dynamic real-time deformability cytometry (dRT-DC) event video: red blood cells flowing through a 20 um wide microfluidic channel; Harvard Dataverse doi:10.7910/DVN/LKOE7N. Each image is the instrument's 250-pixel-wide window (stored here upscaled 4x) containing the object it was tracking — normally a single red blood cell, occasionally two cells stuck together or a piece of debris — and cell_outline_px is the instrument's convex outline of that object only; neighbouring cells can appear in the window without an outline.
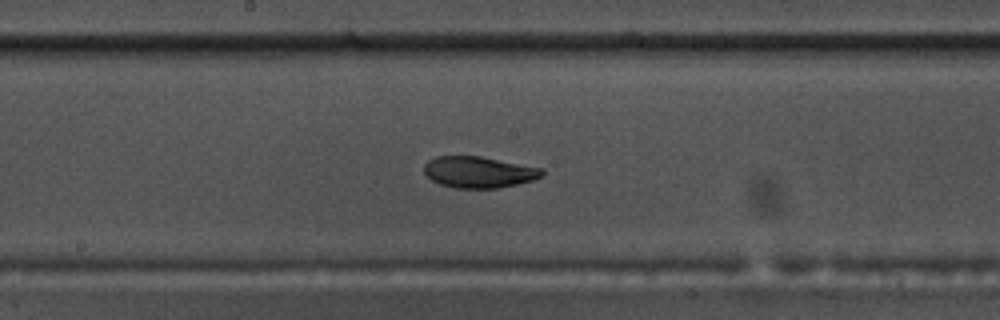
{"species": "common noctule bat (a hibernating species)", "species_latin": "Nyctalus noctula", "temperature_condition": "warm", "stored_images_in_passage": 58, "camera_frame_rate_fps": 3000, "um_per_image_px": 0.085, "animal": {"sex": "male", "body_mass_g": 17.5, "forearm_length_mm": 52.3}, "frame": {"image": 1, "passage_image": 31, "time_ms": 10.0, "image_size_px": [1000, 320], "cell_outline_px": [[544, 176], [532, 180], [500, 188], [456, 188], [440, 184], [432, 180], [424, 172], [424, 164], [428, 160], [436, 156], [480, 156], [544, 168]], "centroid_in_image_um": [40.72, 14.62], "position_along_channel_um": 207.5, "area_um2": 21.62}}
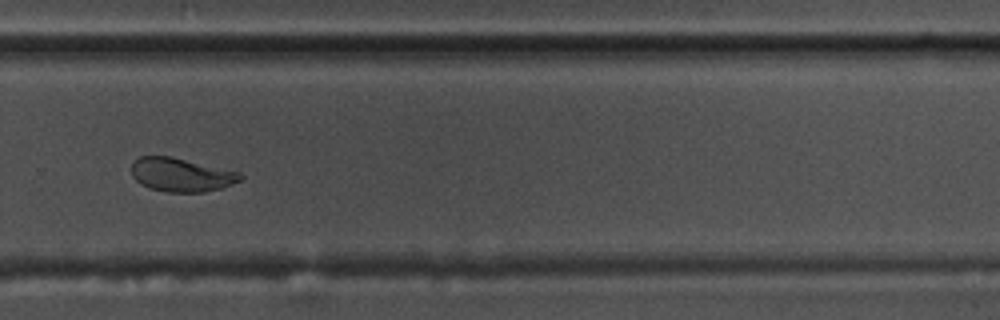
{"frame": {"image": 2, "passage_image": 40, "time_ms": 13.0, "image_size_px": [1000, 320], "cell_outline_px": [[244, 176], [240, 180], [220, 188], [204, 192], [164, 192], [148, 188], [140, 184], [132, 176], [132, 164], [140, 156], [172, 156], [240, 172]], "centroid_in_image_um": [15.38, 14.86], "position_along_channel_um": 314.4, "area_um2": 21.39}}
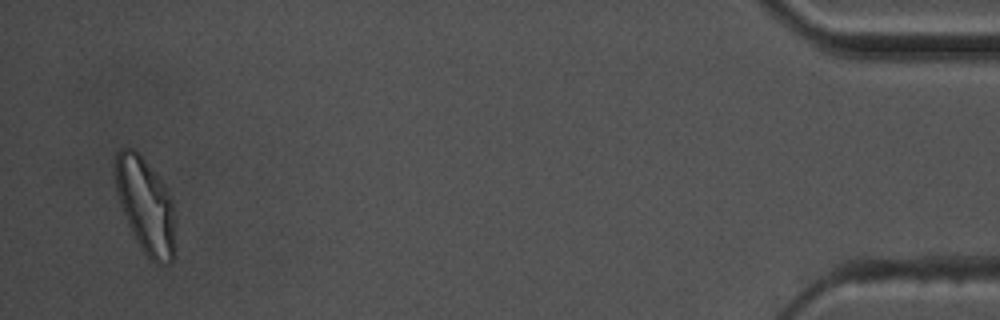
{"frame": {"image": 3, "passage_image": 56, "time_ms": 18.333, "image_size_px": [1000, 320], "cell_outline_px": [[176, 248], [172, 260], [168, 264], [156, 264], [148, 260], [140, 248], [128, 224], [120, 204], [116, 192], [112, 172], [112, 164], [116, 152], [120, 148], [132, 148], [144, 160], [164, 184], [172, 200], [176, 220]], "centroid_in_image_um": [12.37, 17.51], "position_along_channel_um": 422.8, "area_um2": 34.33}, "authors_computed_cell_mechanics": {"area_um2": 22.253, "velocity_mm_per_s": 3.5666, "shape_relaxation_time_tau1_ms": 3.8726, "shape_relaxation_time_tau2_ms": 1.955, "deformation_change_tau1": 0.1732, "deformation_change_tau2": 0.0706}}